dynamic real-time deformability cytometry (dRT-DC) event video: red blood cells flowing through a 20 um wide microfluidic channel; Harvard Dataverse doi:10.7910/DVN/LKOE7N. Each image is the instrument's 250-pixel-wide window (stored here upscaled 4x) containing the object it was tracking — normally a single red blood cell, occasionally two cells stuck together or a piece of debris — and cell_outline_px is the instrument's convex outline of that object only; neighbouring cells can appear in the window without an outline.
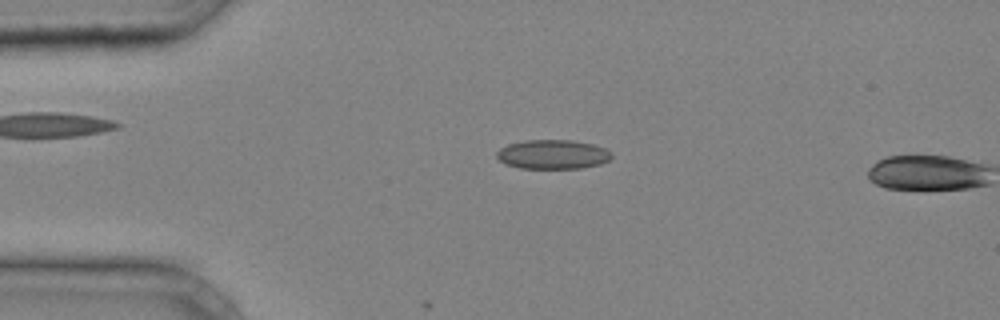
{"species": "common noctule bat (a hibernating species)", "species_latin": "Nyctalus noctula", "temperature_condition": "cold", "stored_images_in_passage": 10, "camera_frame_rate_fps": 3000, "um_per_image_px": 0.085, "animal": {"sex": "male", "body_mass_g": 20.4}, "frame": {"image": 1, "passage_image": 9, "time_ms": 2.667, "image_size_px": [1000, 320], "cell_outline_px": [[612, 156], [608, 160], [600, 164], [580, 168], [520, 168], [504, 164], [496, 156], [496, 152], [500, 148], [508, 144], [524, 140], [572, 140], [592, 144], [608, 148], [612, 152]], "centroid_in_image_um": [46.99, 13.11], "position_along_channel_um": 38.0, "area_um2": 19.71}}